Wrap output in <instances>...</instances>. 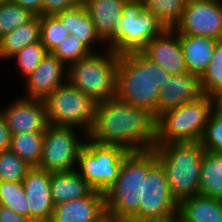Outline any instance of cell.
Segmentation results:
<instances>
[{
    "instance_id": "22",
    "label": "cell",
    "mask_w": 222,
    "mask_h": 222,
    "mask_svg": "<svg viewBox=\"0 0 222 222\" xmlns=\"http://www.w3.org/2000/svg\"><path fill=\"white\" fill-rule=\"evenodd\" d=\"M56 16L60 19L69 35H74L82 40L93 52H96L95 46H93L96 42H101L107 46L97 34L95 25L84 5L65 10L56 14Z\"/></svg>"
},
{
    "instance_id": "41",
    "label": "cell",
    "mask_w": 222,
    "mask_h": 222,
    "mask_svg": "<svg viewBox=\"0 0 222 222\" xmlns=\"http://www.w3.org/2000/svg\"><path fill=\"white\" fill-rule=\"evenodd\" d=\"M139 222H181L180 218L178 215L170 217V218H165V219H155V220H143Z\"/></svg>"
},
{
    "instance_id": "32",
    "label": "cell",
    "mask_w": 222,
    "mask_h": 222,
    "mask_svg": "<svg viewBox=\"0 0 222 222\" xmlns=\"http://www.w3.org/2000/svg\"><path fill=\"white\" fill-rule=\"evenodd\" d=\"M40 30V41L48 52H52L58 44L69 36L56 15L40 16Z\"/></svg>"
},
{
    "instance_id": "5",
    "label": "cell",
    "mask_w": 222,
    "mask_h": 222,
    "mask_svg": "<svg viewBox=\"0 0 222 222\" xmlns=\"http://www.w3.org/2000/svg\"><path fill=\"white\" fill-rule=\"evenodd\" d=\"M104 48L68 66L67 81L97 103L114 98L117 93L119 55Z\"/></svg>"
},
{
    "instance_id": "8",
    "label": "cell",
    "mask_w": 222,
    "mask_h": 222,
    "mask_svg": "<svg viewBox=\"0 0 222 222\" xmlns=\"http://www.w3.org/2000/svg\"><path fill=\"white\" fill-rule=\"evenodd\" d=\"M48 123L79 128L83 137L91 130L97 102L68 81L58 86L44 100Z\"/></svg>"
},
{
    "instance_id": "21",
    "label": "cell",
    "mask_w": 222,
    "mask_h": 222,
    "mask_svg": "<svg viewBox=\"0 0 222 222\" xmlns=\"http://www.w3.org/2000/svg\"><path fill=\"white\" fill-rule=\"evenodd\" d=\"M181 222H222V199L195 195L178 204Z\"/></svg>"
},
{
    "instance_id": "29",
    "label": "cell",
    "mask_w": 222,
    "mask_h": 222,
    "mask_svg": "<svg viewBox=\"0 0 222 222\" xmlns=\"http://www.w3.org/2000/svg\"><path fill=\"white\" fill-rule=\"evenodd\" d=\"M0 205L29 218V208L22 182L0 181Z\"/></svg>"
},
{
    "instance_id": "17",
    "label": "cell",
    "mask_w": 222,
    "mask_h": 222,
    "mask_svg": "<svg viewBox=\"0 0 222 222\" xmlns=\"http://www.w3.org/2000/svg\"><path fill=\"white\" fill-rule=\"evenodd\" d=\"M141 52L170 75L188 72L178 33L174 29H166L153 38Z\"/></svg>"
},
{
    "instance_id": "15",
    "label": "cell",
    "mask_w": 222,
    "mask_h": 222,
    "mask_svg": "<svg viewBox=\"0 0 222 222\" xmlns=\"http://www.w3.org/2000/svg\"><path fill=\"white\" fill-rule=\"evenodd\" d=\"M203 95L200 77L193 73L170 75L158 94L156 120L165 112L176 109Z\"/></svg>"
},
{
    "instance_id": "23",
    "label": "cell",
    "mask_w": 222,
    "mask_h": 222,
    "mask_svg": "<svg viewBox=\"0 0 222 222\" xmlns=\"http://www.w3.org/2000/svg\"><path fill=\"white\" fill-rule=\"evenodd\" d=\"M92 190L87 181L75 170L51 173L50 191L54 206L86 197Z\"/></svg>"
},
{
    "instance_id": "2",
    "label": "cell",
    "mask_w": 222,
    "mask_h": 222,
    "mask_svg": "<svg viewBox=\"0 0 222 222\" xmlns=\"http://www.w3.org/2000/svg\"><path fill=\"white\" fill-rule=\"evenodd\" d=\"M170 74L142 52L119 55L116 97L156 118L158 94Z\"/></svg>"
},
{
    "instance_id": "13",
    "label": "cell",
    "mask_w": 222,
    "mask_h": 222,
    "mask_svg": "<svg viewBox=\"0 0 222 222\" xmlns=\"http://www.w3.org/2000/svg\"><path fill=\"white\" fill-rule=\"evenodd\" d=\"M9 103L12 104L0 111L5 116L11 135L46 131L49 123L43 100L21 96Z\"/></svg>"
},
{
    "instance_id": "16",
    "label": "cell",
    "mask_w": 222,
    "mask_h": 222,
    "mask_svg": "<svg viewBox=\"0 0 222 222\" xmlns=\"http://www.w3.org/2000/svg\"><path fill=\"white\" fill-rule=\"evenodd\" d=\"M68 67L48 52L35 70L25 78V96L44 100L58 86L67 82Z\"/></svg>"
},
{
    "instance_id": "38",
    "label": "cell",
    "mask_w": 222,
    "mask_h": 222,
    "mask_svg": "<svg viewBox=\"0 0 222 222\" xmlns=\"http://www.w3.org/2000/svg\"><path fill=\"white\" fill-rule=\"evenodd\" d=\"M11 133L7 127L5 116L0 111V152L10 148Z\"/></svg>"
},
{
    "instance_id": "18",
    "label": "cell",
    "mask_w": 222,
    "mask_h": 222,
    "mask_svg": "<svg viewBox=\"0 0 222 222\" xmlns=\"http://www.w3.org/2000/svg\"><path fill=\"white\" fill-rule=\"evenodd\" d=\"M105 213V194L92 190L86 197L55 205L50 222H95Z\"/></svg>"
},
{
    "instance_id": "7",
    "label": "cell",
    "mask_w": 222,
    "mask_h": 222,
    "mask_svg": "<svg viewBox=\"0 0 222 222\" xmlns=\"http://www.w3.org/2000/svg\"><path fill=\"white\" fill-rule=\"evenodd\" d=\"M166 30L142 0H128L122 10L115 36L107 43L118 55L141 52L146 44Z\"/></svg>"
},
{
    "instance_id": "39",
    "label": "cell",
    "mask_w": 222,
    "mask_h": 222,
    "mask_svg": "<svg viewBox=\"0 0 222 222\" xmlns=\"http://www.w3.org/2000/svg\"><path fill=\"white\" fill-rule=\"evenodd\" d=\"M23 8L31 11L36 16H42V1L43 0H12Z\"/></svg>"
},
{
    "instance_id": "40",
    "label": "cell",
    "mask_w": 222,
    "mask_h": 222,
    "mask_svg": "<svg viewBox=\"0 0 222 222\" xmlns=\"http://www.w3.org/2000/svg\"><path fill=\"white\" fill-rule=\"evenodd\" d=\"M213 98V109L217 113L222 114V91L216 92L214 95H212Z\"/></svg>"
},
{
    "instance_id": "6",
    "label": "cell",
    "mask_w": 222,
    "mask_h": 222,
    "mask_svg": "<svg viewBox=\"0 0 222 222\" xmlns=\"http://www.w3.org/2000/svg\"><path fill=\"white\" fill-rule=\"evenodd\" d=\"M212 111V96L203 94L163 113L156 121V144L200 142Z\"/></svg>"
},
{
    "instance_id": "27",
    "label": "cell",
    "mask_w": 222,
    "mask_h": 222,
    "mask_svg": "<svg viewBox=\"0 0 222 222\" xmlns=\"http://www.w3.org/2000/svg\"><path fill=\"white\" fill-rule=\"evenodd\" d=\"M166 29H175L182 19L186 0H142Z\"/></svg>"
},
{
    "instance_id": "35",
    "label": "cell",
    "mask_w": 222,
    "mask_h": 222,
    "mask_svg": "<svg viewBox=\"0 0 222 222\" xmlns=\"http://www.w3.org/2000/svg\"><path fill=\"white\" fill-rule=\"evenodd\" d=\"M200 143L204 150L222 152V114L214 109L205 126Z\"/></svg>"
},
{
    "instance_id": "9",
    "label": "cell",
    "mask_w": 222,
    "mask_h": 222,
    "mask_svg": "<svg viewBox=\"0 0 222 222\" xmlns=\"http://www.w3.org/2000/svg\"><path fill=\"white\" fill-rule=\"evenodd\" d=\"M128 153L123 147L101 144L86 138L75 171L93 190L104 193L116 182L124 157Z\"/></svg>"
},
{
    "instance_id": "4",
    "label": "cell",
    "mask_w": 222,
    "mask_h": 222,
    "mask_svg": "<svg viewBox=\"0 0 222 222\" xmlns=\"http://www.w3.org/2000/svg\"><path fill=\"white\" fill-rule=\"evenodd\" d=\"M165 171L176 202L199 194L204 148L200 142L156 144L153 149Z\"/></svg>"
},
{
    "instance_id": "25",
    "label": "cell",
    "mask_w": 222,
    "mask_h": 222,
    "mask_svg": "<svg viewBox=\"0 0 222 222\" xmlns=\"http://www.w3.org/2000/svg\"><path fill=\"white\" fill-rule=\"evenodd\" d=\"M199 194L222 199V152L204 151Z\"/></svg>"
},
{
    "instance_id": "42",
    "label": "cell",
    "mask_w": 222,
    "mask_h": 222,
    "mask_svg": "<svg viewBox=\"0 0 222 222\" xmlns=\"http://www.w3.org/2000/svg\"><path fill=\"white\" fill-rule=\"evenodd\" d=\"M95 222H117L109 213H105L100 219Z\"/></svg>"
},
{
    "instance_id": "43",
    "label": "cell",
    "mask_w": 222,
    "mask_h": 222,
    "mask_svg": "<svg viewBox=\"0 0 222 222\" xmlns=\"http://www.w3.org/2000/svg\"><path fill=\"white\" fill-rule=\"evenodd\" d=\"M8 0H0V5H2L3 3L7 2Z\"/></svg>"
},
{
    "instance_id": "33",
    "label": "cell",
    "mask_w": 222,
    "mask_h": 222,
    "mask_svg": "<svg viewBox=\"0 0 222 222\" xmlns=\"http://www.w3.org/2000/svg\"><path fill=\"white\" fill-rule=\"evenodd\" d=\"M48 53L41 41L29 44L21 51L17 52L12 59L16 60L21 76L28 77Z\"/></svg>"
},
{
    "instance_id": "24",
    "label": "cell",
    "mask_w": 222,
    "mask_h": 222,
    "mask_svg": "<svg viewBox=\"0 0 222 222\" xmlns=\"http://www.w3.org/2000/svg\"><path fill=\"white\" fill-rule=\"evenodd\" d=\"M40 16L12 30L0 39V60H10L29 44L40 41Z\"/></svg>"
},
{
    "instance_id": "31",
    "label": "cell",
    "mask_w": 222,
    "mask_h": 222,
    "mask_svg": "<svg viewBox=\"0 0 222 222\" xmlns=\"http://www.w3.org/2000/svg\"><path fill=\"white\" fill-rule=\"evenodd\" d=\"M203 94L212 96L222 91V41L214 49L209 66L200 77Z\"/></svg>"
},
{
    "instance_id": "37",
    "label": "cell",
    "mask_w": 222,
    "mask_h": 222,
    "mask_svg": "<svg viewBox=\"0 0 222 222\" xmlns=\"http://www.w3.org/2000/svg\"><path fill=\"white\" fill-rule=\"evenodd\" d=\"M0 222H33L31 219L15 213L7 206L0 205Z\"/></svg>"
},
{
    "instance_id": "12",
    "label": "cell",
    "mask_w": 222,
    "mask_h": 222,
    "mask_svg": "<svg viewBox=\"0 0 222 222\" xmlns=\"http://www.w3.org/2000/svg\"><path fill=\"white\" fill-rule=\"evenodd\" d=\"M177 33L222 41V0H186Z\"/></svg>"
},
{
    "instance_id": "3",
    "label": "cell",
    "mask_w": 222,
    "mask_h": 222,
    "mask_svg": "<svg viewBox=\"0 0 222 222\" xmlns=\"http://www.w3.org/2000/svg\"><path fill=\"white\" fill-rule=\"evenodd\" d=\"M157 161L154 150L129 152L119 177L105 192V209L117 222H129L143 203V177Z\"/></svg>"
},
{
    "instance_id": "28",
    "label": "cell",
    "mask_w": 222,
    "mask_h": 222,
    "mask_svg": "<svg viewBox=\"0 0 222 222\" xmlns=\"http://www.w3.org/2000/svg\"><path fill=\"white\" fill-rule=\"evenodd\" d=\"M35 16L31 11L12 0L3 3L0 5V39L12 30L31 21Z\"/></svg>"
},
{
    "instance_id": "36",
    "label": "cell",
    "mask_w": 222,
    "mask_h": 222,
    "mask_svg": "<svg viewBox=\"0 0 222 222\" xmlns=\"http://www.w3.org/2000/svg\"><path fill=\"white\" fill-rule=\"evenodd\" d=\"M83 5V0H43L42 16L56 15Z\"/></svg>"
},
{
    "instance_id": "20",
    "label": "cell",
    "mask_w": 222,
    "mask_h": 222,
    "mask_svg": "<svg viewBox=\"0 0 222 222\" xmlns=\"http://www.w3.org/2000/svg\"><path fill=\"white\" fill-rule=\"evenodd\" d=\"M188 73L201 77L209 66L213 52L220 40L210 37L178 33Z\"/></svg>"
},
{
    "instance_id": "1",
    "label": "cell",
    "mask_w": 222,
    "mask_h": 222,
    "mask_svg": "<svg viewBox=\"0 0 222 222\" xmlns=\"http://www.w3.org/2000/svg\"><path fill=\"white\" fill-rule=\"evenodd\" d=\"M156 121L148 110L114 97L97 103L87 138L123 147L128 152L153 150L156 147Z\"/></svg>"
},
{
    "instance_id": "34",
    "label": "cell",
    "mask_w": 222,
    "mask_h": 222,
    "mask_svg": "<svg viewBox=\"0 0 222 222\" xmlns=\"http://www.w3.org/2000/svg\"><path fill=\"white\" fill-rule=\"evenodd\" d=\"M93 51L79 38L69 35L51 52L67 67L90 55Z\"/></svg>"
},
{
    "instance_id": "10",
    "label": "cell",
    "mask_w": 222,
    "mask_h": 222,
    "mask_svg": "<svg viewBox=\"0 0 222 222\" xmlns=\"http://www.w3.org/2000/svg\"><path fill=\"white\" fill-rule=\"evenodd\" d=\"M77 130L72 126L49 124L44 132L42 157L38 167L50 173L75 170L79 153L86 141V138L82 140L83 137L80 141Z\"/></svg>"
},
{
    "instance_id": "11",
    "label": "cell",
    "mask_w": 222,
    "mask_h": 222,
    "mask_svg": "<svg viewBox=\"0 0 222 222\" xmlns=\"http://www.w3.org/2000/svg\"><path fill=\"white\" fill-rule=\"evenodd\" d=\"M178 214V203L171 195L167 177L161 164L156 161L143 177V203L129 222L165 219Z\"/></svg>"
},
{
    "instance_id": "30",
    "label": "cell",
    "mask_w": 222,
    "mask_h": 222,
    "mask_svg": "<svg viewBox=\"0 0 222 222\" xmlns=\"http://www.w3.org/2000/svg\"><path fill=\"white\" fill-rule=\"evenodd\" d=\"M31 168L12 150L0 152V181L23 182Z\"/></svg>"
},
{
    "instance_id": "26",
    "label": "cell",
    "mask_w": 222,
    "mask_h": 222,
    "mask_svg": "<svg viewBox=\"0 0 222 222\" xmlns=\"http://www.w3.org/2000/svg\"><path fill=\"white\" fill-rule=\"evenodd\" d=\"M44 132H22L11 135L10 150L32 167H38L42 157Z\"/></svg>"
},
{
    "instance_id": "14",
    "label": "cell",
    "mask_w": 222,
    "mask_h": 222,
    "mask_svg": "<svg viewBox=\"0 0 222 222\" xmlns=\"http://www.w3.org/2000/svg\"><path fill=\"white\" fill-rule=\"evenodd\" d=\"M29 208V219L33 222H50L54 204L50 191L51 173L32 167L22 182Z\"/></svg>"
},
{
    "instance_id": "19",
    "label": "cell",
    "mask_w": 222,
    "mask_h": 222,
    "mask_svg": "<svg viewBox=\"0 0 222 222\" xmlns=\"http://www.w3.org/2000/svg\"><path fill=\"white\" fill-rule=\"evenodd\" d=\"M128 0H84L97 34L107 44L116 34L117 24Z\"/></svg>"
}]
</instances>
